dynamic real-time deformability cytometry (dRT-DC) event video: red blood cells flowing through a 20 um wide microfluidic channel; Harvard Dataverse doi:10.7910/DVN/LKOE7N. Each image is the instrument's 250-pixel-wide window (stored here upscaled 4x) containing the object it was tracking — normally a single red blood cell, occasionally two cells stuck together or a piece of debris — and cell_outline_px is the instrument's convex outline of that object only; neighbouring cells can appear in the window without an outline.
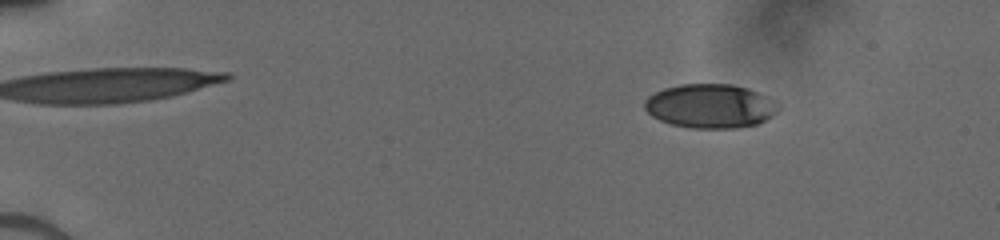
{"species": "human", "species_latin": "Homo sapiens", "temperature_condition": "cold", "stored_images_in_passage": 52, "camera_frame_rate_fps": 3000, "um_per_image_px": 0.085, "donor": {"sex": "male"}, "frame": {"image": 1, "passage_image": 9, "time_ms": 2.667, "image_size_px": [1000, 240], "cell_outline_px": [[776, 112], [772, 116], [756, 124], [736, 128], [692, 128], [672, 124], [660, 120], [652, 116], [644, 108], [644, 100], [648, 96], [664, 88], [680, 84], [732, 84], [748, 88], [776, 100]], "centroid_in_image_um": [60.35, 9.01], "position_along_channel_um": 24.6, "area_um2": 34.22}}
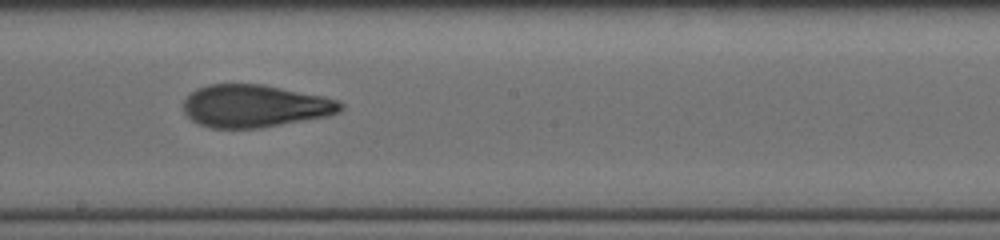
{"frame": {"image": 2, "passage_image": 32, "time_ms": 10.333, "image_size_px": [1000, 240], "cell_outline_px": [[344, 108], [340, 112], [328, 116], [260, 128], [212, 128], [200, 124], [192, 120], [184, 112], [184, 100], [196, 88], [208, 84], [260, 84], [324, 96], [336, 100], [344, 104]], "centroid_in_image_um": [21.67, 9.01], "position_along_channel_um": 226.5, "area_um2": 38.9}}
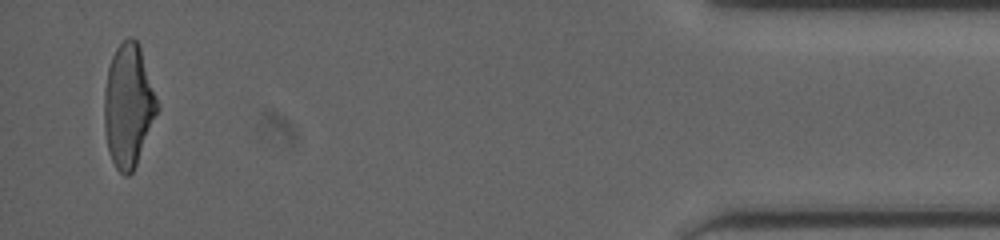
{"frame": {"image": 3, "passage_image": 51, "time_ms": 16.667, "image_size_px": [1000, 240], "cell_outline_px": [[160, 108], [136, 164], [132, 172], [128, 176], [124, 176], [116, 168], [108, 152], [104, 128], [104, 92], [108, 68], [112, 56], [116, 48], [128, 36], [132, 36], [140, 44]], "centroid_in_image_um": [10.91, 8.96], "position_along_channel_um": 424.3, "area_um2": 38.21}}